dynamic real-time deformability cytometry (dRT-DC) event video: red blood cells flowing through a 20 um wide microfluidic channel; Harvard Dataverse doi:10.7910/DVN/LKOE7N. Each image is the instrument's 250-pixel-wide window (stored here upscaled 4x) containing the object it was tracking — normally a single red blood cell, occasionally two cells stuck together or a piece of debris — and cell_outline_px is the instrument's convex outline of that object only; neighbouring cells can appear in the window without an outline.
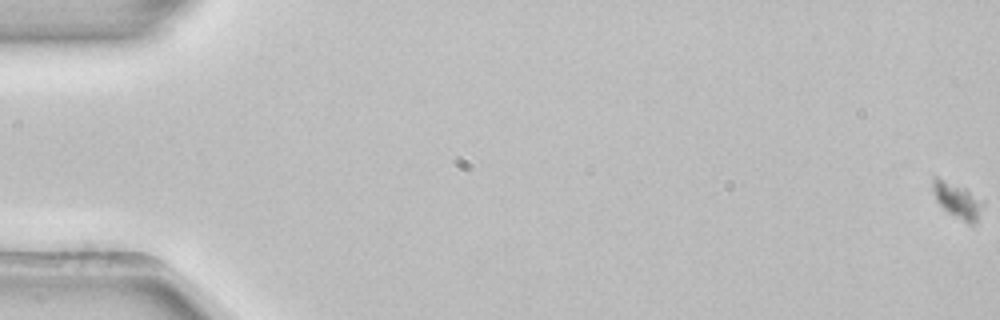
{"species": "common noctule bat (a hibernating species)", "species_latin": "Nyctalus noctula", "temperature_condition": "room temperature", "stored_images_in_passage": 59, "camera_frame_rate_fps": 3000, "um_per_image_px": 0.085, "animal": {"sex": "female", "body_mass_g": 22.7, "forearm_length_mm": 54.2}, "frame": {"image": 1, "passage_image": 1, "time_ms": 0.0, "image_size_px": [1000, 320], "cell_outline_px": [[984, 204], [976, 224], [968, 224], [948, 212], [936, 200], [932, 188], [932, 176], [936, 176], [964, 188], [984, 200]], "centroid_in_image_um": [81.4, 17.04], "position_along_channel_um": 3.6, "area_um2": 10.35}}
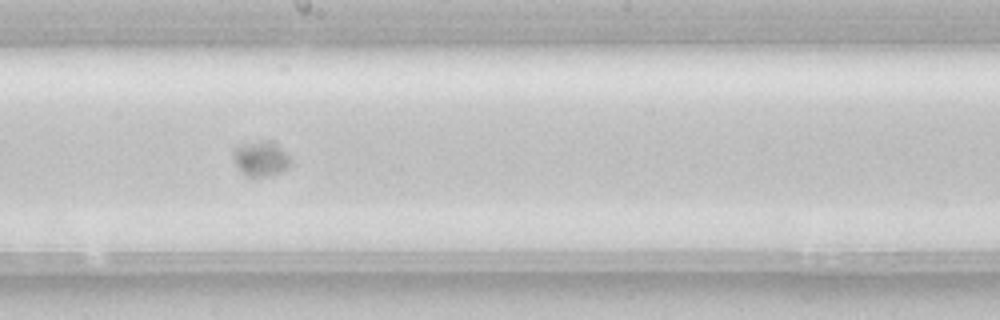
{"frame": {"image": 2, "passage_image": 34, "time_ms": 11.0, "image_size_px": [1000, 320], "cell_outline_px": [[292, 164], [288, 168], [280, 172], [268, 176], [248, 176], [232, 160], [232, 152], [236, 148], [244, 144], [260, 140], [272, 140], [292, 160]], "centroid_in_image_um": [22.19, 13.47], "position_along_channel_um": 226.0, "area_um2": 11.56}}
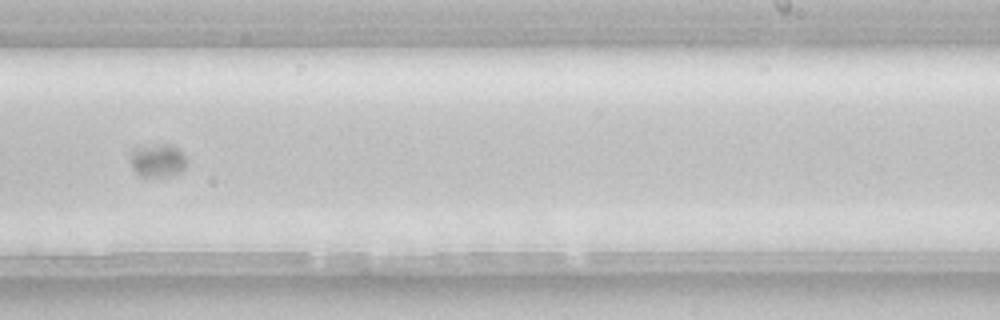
{"frame": {"image": 3, "passage_image": 38, "time_ms": 12.333, "image_size_px": [1000, 320], "cell_outline_px": [[188, 164], [180, 172], [172, 176], [140, 176], [136, 172], [128, 160], [128, 156], [132, 148], [160, 144], [172, 144], [188, 160]], "centroid_in_image_um": [13.37, 13.63], "position_along_channel_um": 275.6, "area_um2": 11.1}}